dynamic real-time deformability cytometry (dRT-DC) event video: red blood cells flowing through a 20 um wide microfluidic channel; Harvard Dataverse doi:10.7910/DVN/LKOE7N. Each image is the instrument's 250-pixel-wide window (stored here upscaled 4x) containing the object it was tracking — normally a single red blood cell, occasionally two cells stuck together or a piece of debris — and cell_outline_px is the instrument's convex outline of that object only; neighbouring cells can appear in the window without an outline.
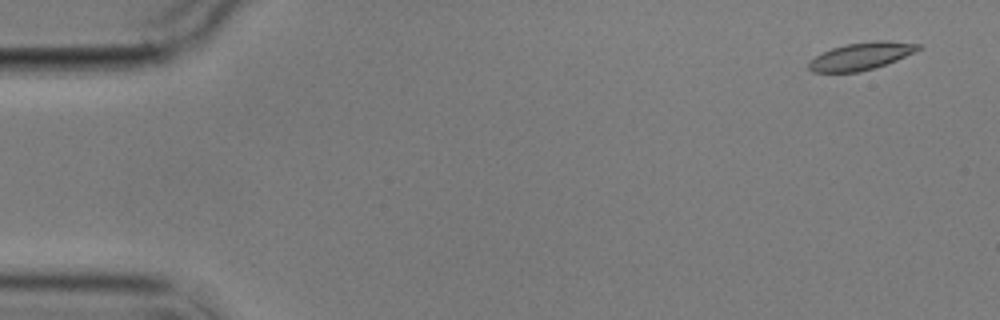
{"species": "common noctule bat (a hibernating species)", "species_latin": "Nyctalus noctula", "temperature_condition": "cold", "stored_images_in_passage": 5, "camera_frame_rate_fps": 3000, "um_per_image_px": 0.085, "animal": {"sex": "male", "body_mass_g": 17.9}, "frame": {"image": 1, "passage_image": 1, "time_ms": 0.0, "image_size_px": [1000, 320], "cell_outline_px": [[924, 48], [896, 60], [860, 72], [812, 72], [808, 68], [808, 64], [816, 56], [832, 48], [844, 44], [876, 40], [888, 40], [920, 44]], "centroid_in_image_um": [73.23, 4.76], "position_along_channel_um": 11.8, "area_um2": 17.4}}
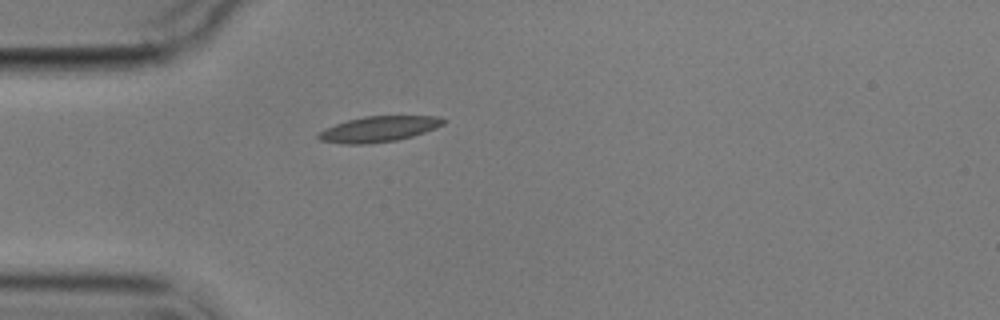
{"frame": {"image": 2, "passage_image": 5, "time_ms": 4.333, "image_size_px": [1000, 320], "cell_outline_px": [[448, 120], [444, 124], [436, 128], [412, 136], [396, 140], [364, 144], [344, 144], [320, 140], [316, 136], [324, 128], [348, 120], [364, 116], [440, 116]], "centroid_in_image_um": [32.22, 10.96], "position_along_channel_um": 52.8, "area_um2": 18.61}}